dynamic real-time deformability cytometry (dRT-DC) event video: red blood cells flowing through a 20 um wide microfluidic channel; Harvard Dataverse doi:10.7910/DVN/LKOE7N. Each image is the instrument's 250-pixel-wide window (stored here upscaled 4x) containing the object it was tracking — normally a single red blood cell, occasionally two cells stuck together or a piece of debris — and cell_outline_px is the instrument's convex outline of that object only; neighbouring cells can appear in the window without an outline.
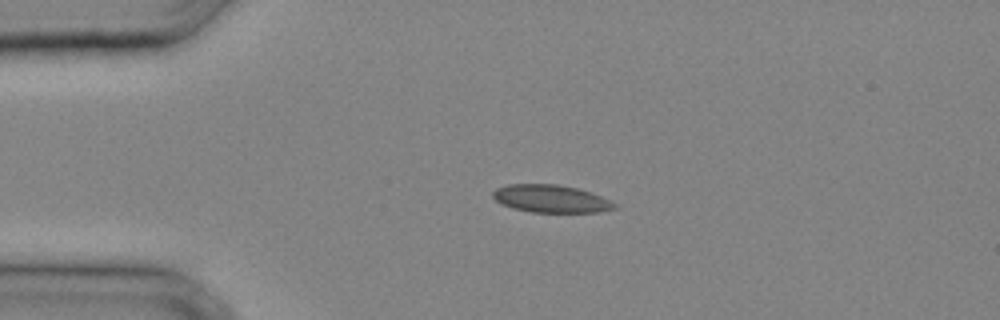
{"species": "common noctule bat (a hibernating species)", "species_latin": "Nyctalus noctula", "temperature_condition": "cold", "stored_images_in_passage": 24, "camera_frame_rate_fps": 3000, "um_per_image_px": 0.085, "animal": {"sex": "male", "body_mass_g": 20.4}, "frame": {"image": 1, "passage_image": 1, "time_ms": 0.0, "image_size_px": [1000, 320], "cell_outline_px": [[616, 208], [600, 212], [532, 212], [512, 208], [500, 204], [492, 196], [492, 192], [496, 188], [508, 184], [556, 184], [576, 188], [592, 192], [616, 204]], "centroid_in_image_um": [46.79, 16.89], "position_along_channel_um": 38.2, "area_um2": 19.59}}
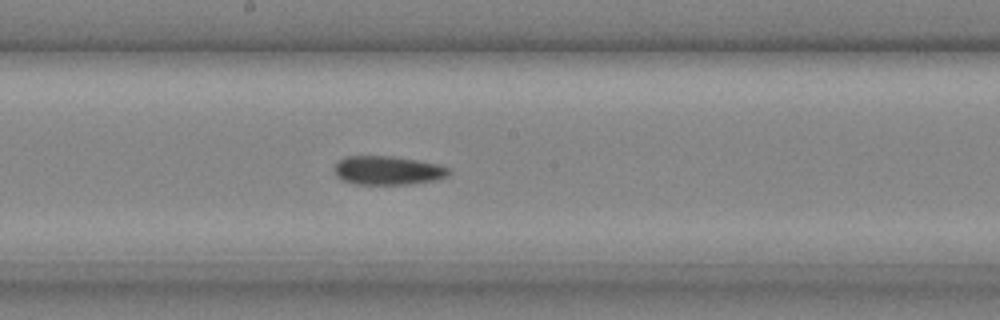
{"frame": {"image": 2, "passage_image": 11, "time_ms": 3.333, "image_size_px": [1000, 320], "cell_outline_px": [[452, 172], [448, 176], [432, 180], [408, 184], [356, 184], [344, 180], [336, 176], [332, 168], [340, 160], [348, 156], [392, 156], [440, 164], [448, 168]], "centroid_in_image_um": [32.96, 14.48], "position_along_channel_um": 215.2, "area_um2": 19.13}}
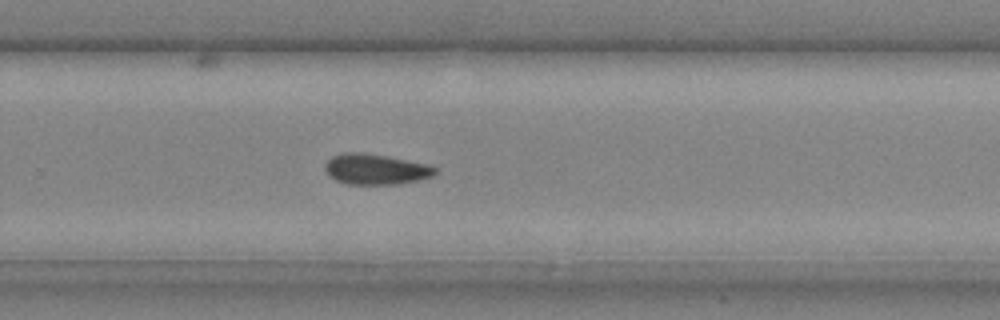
{"frame": {"image": 3, "passage_image": 15, "time_ms": 4.667, "image_size_px": [1000, 320], "cell_outline_px": [[436, 172], [432, 176], [416, 180], [396, 184], [348, 184], [336, 180], [324, 168], [324, 164], [332, 156], [344, 152], [364, 152], [428, 164], [436, 168]], "centroid_in_image_um": [31.91, 14.37], "position_along_channel_um": 297.9, "area_um2": 19.36}}